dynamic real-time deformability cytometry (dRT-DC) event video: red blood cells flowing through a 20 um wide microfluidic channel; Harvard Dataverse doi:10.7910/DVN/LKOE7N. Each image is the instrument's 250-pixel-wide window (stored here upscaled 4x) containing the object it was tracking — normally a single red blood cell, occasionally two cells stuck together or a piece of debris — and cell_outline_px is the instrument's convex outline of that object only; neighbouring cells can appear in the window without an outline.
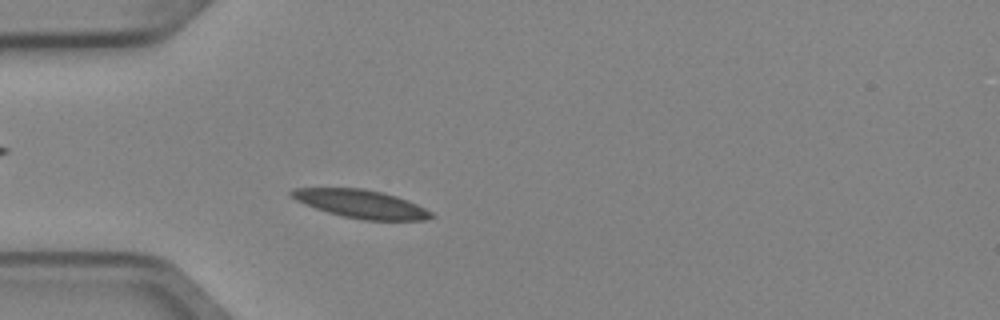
{"species": "Egyptian fruit bat (a non-hibernating species)", "species_latin": "Rousettus aegyptiacus", "temperature_condition": "cold", "stored_images_in_passage": 5, "camera_frame_rate_fps": 3000, "um_per_image_px": 0.085, "animal": {"sex": "female"}, "frame": {"image": 1, "passage_image": 5, "time_ms": 1.333, "image_size_px": [1000, 320], "cell_outline_px": [[436, 216], [424, 220], [364, 220], [344, 216], [328, 212], [304, 204], [296, 200], [288, 192], [292, 188], [364, 188], [396, 196], [408, 200], [432, 212]], "centroid_in_image_um": [30.69, 17.33], "position_along_channel_um": 54.3, "area_um2": 22.83}}